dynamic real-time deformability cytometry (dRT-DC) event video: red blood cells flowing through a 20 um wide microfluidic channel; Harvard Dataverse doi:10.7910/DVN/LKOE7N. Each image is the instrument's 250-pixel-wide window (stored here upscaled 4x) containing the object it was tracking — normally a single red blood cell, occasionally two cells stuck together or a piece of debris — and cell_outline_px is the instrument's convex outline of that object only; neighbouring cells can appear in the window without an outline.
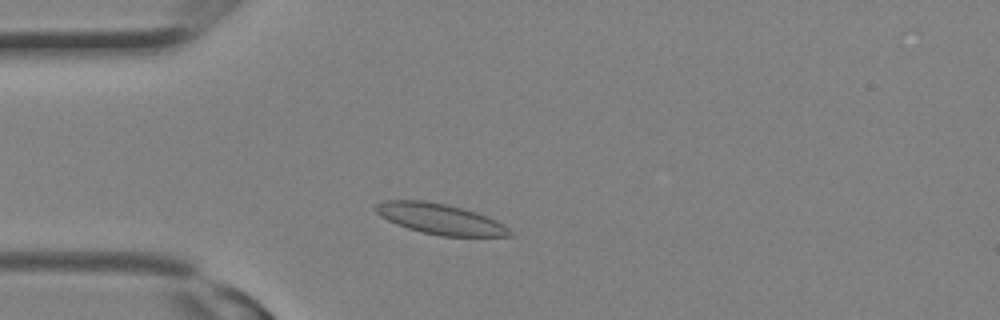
{"species": "Egyptian fruit bat (a non-hibernating species)", "species_latin": "Rousettus aegyptiacus", "temperature_condition": "room temperature", "stored_images_in_passage": 5, "camera_frame_rate_fps": 3000, "um_per_image_px": 0.085, "animal": {"sex": "female"}, "frame": {"image": 1, "passage_image": 4, "time_ms": 1.0, "image_size_px": [1000, 320], "cell_outline_px": [[516, 236], [440, 236], [408, 228], [396, 224], [380, 216], [372, 208], [376, 204], [384, 200], [424, 200], [448, 204], [476, 212], [496, 220], [504, 224]], "centroid_in_image_um": [37.4, 18.6], "position_along_channel_um": 47.6, "area_um2": 23.99}}